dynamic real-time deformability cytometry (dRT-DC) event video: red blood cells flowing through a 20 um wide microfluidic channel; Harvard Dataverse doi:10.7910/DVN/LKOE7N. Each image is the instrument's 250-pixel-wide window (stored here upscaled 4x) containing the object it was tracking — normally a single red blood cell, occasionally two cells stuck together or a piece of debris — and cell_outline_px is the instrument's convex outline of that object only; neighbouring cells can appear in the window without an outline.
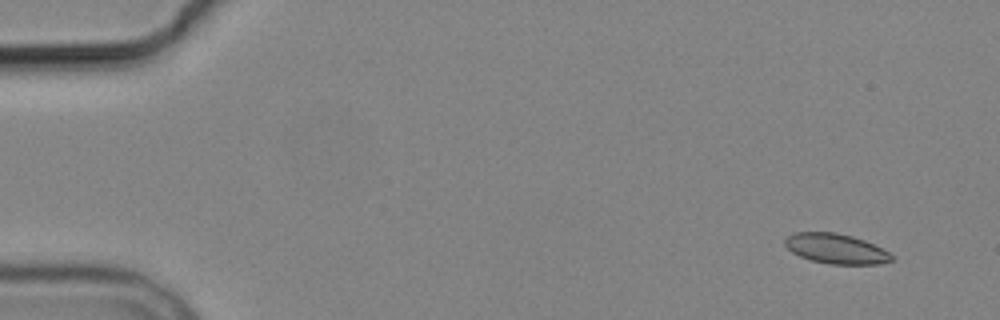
{"species": "common noctule bat (a hibernating species)", "species_latin": "Nyctalus noctula", "temperature_condition": "cold", "stored_images_in_passage": 6, "camera_frame_rate_fps": 3000, "um_per_image_px": 0.085, "animal": {"sex": "male", "body_mass_g": 19.2, "forearm_length_mm": 51.8}, "frame": {"image": 1, "passage_image": 1, "time_ms": 0.0, "image_size_px": [1000, 320], "cell_outline_px": [[892, 260], [880, 264], [832, 264], [812, 260], [800, 256], [792, 252], [784, 244], [784, 240], [792, 232], [836, 232], [852, 236], [864, 240], [888, 252], [892, 256]], "centroid_in_image_um": [71.02, 21.13], "position_along_channel_um": 14.0, "area_um2": 18.44}}
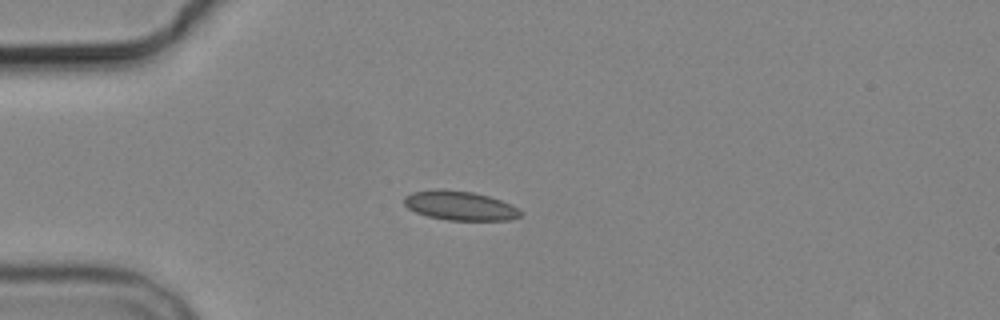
{"frame": {"image": 2, "passage_image": 4, "time_ms": 3.667, "image_size_px": [1000, 320], "cell_outline_px": [[524, 212], [520, 216], [512, 220], [448, 220], [428, 216], [416, 212], [408, 208], [404, 204], [404, 196], [412, 192], [440, 188], [444, 188], [472, 192], [488, 196], [512, 204], [520, 208]], "centroid_in_image_um": [39.12, 17.47], "position_along_channel_um": 45.9, "area_um2": 20.06}}
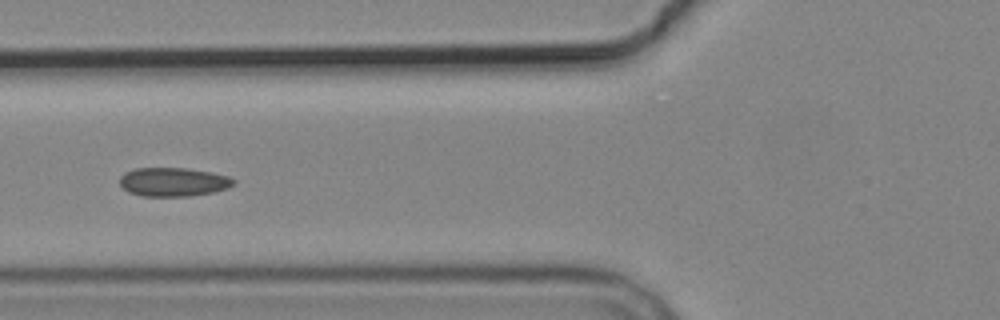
{"frame": {"image": 3, "passage_image": 6, "time_ms": 6.0, "image_size_px": [1000, 320], "cell_outline_px": [[236, 180], [228, 188], [212, 192], [188, 196], [140, 196], [128, 192], [120, 184], [120, 176], [124, 172], [136, 168], [184, 168], [208, 172], [228, 176]], "centroid_in_image_um": [14.68, 15.47], "position_along_channel_um": 111.1, "area_um2": 18.96}}